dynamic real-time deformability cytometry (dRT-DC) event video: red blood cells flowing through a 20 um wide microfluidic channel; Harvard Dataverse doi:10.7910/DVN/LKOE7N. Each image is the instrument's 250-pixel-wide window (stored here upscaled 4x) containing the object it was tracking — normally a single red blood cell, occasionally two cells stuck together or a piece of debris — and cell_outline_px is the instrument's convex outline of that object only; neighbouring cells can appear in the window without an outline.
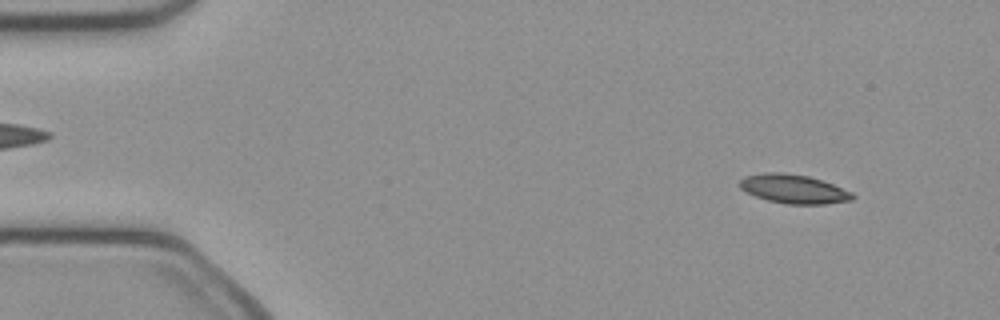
{"species": "common noctule bat (a hibernating species)", "species_latin": "Nyctalus noctula", "temperature_condition": "cold", "stored_images_in_passage": 49, "camera_frame_rate_fps": 3000, "um_per_image_px": 0.085, "animal": {"sex": "female", "body_mass_g": 21.9}, "frame": {"image": 1, "passage_image": 4, "time_ms": 1.0, "image_size_px": [1000, 320], "cell_outline_px": [[856, 196], [852, 200], [824, 204], [784, 204], [768, 200], [756, 196], [740, 188], [740, 180], [744, 176], [764, 172], [784, 172], [808, 176], [832, 184], [852, 192]], "centroid_in_image_um": [67.46, 16.06], "position_along_channel_um": 17.5, "area_um2": 18.96}}
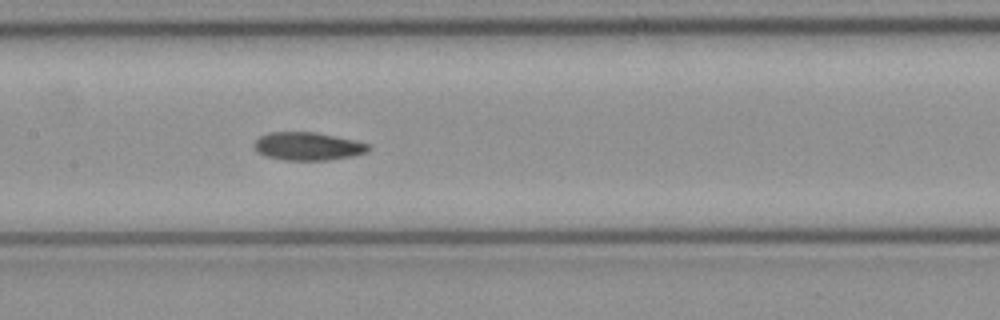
{"frame": {"image": 2, "passage_image": 23, "time_ms": 7.333, "image_size_px": [1000, 320], "cell_outline_px": [[372, 148], [368, 152], [352, 156], [328, 160], [284, 160], [264, 156], [252, 144], [260, 136], [268, 132], [316, 132], [356, 140], [372, 144]], "centroid_in_image_um": [26.22, 12.43], "position_along_channel_um": 181.2, "area_um2": 18.9}}
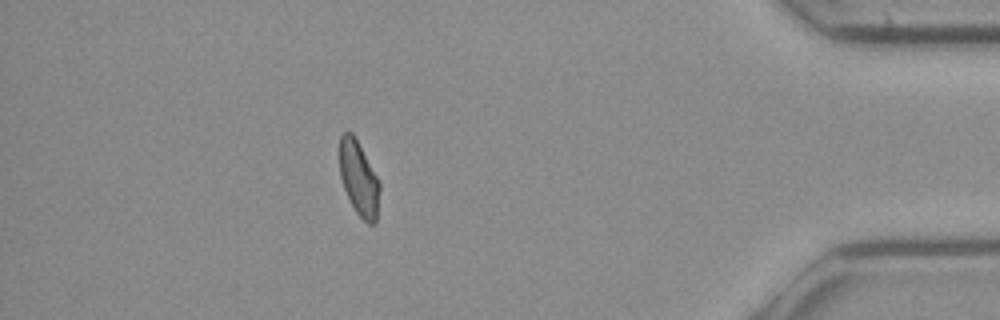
{"frame": {"image": 3, "passage_image": 43, "time_ms": 14.0, "image_size_px": [1000, 320], "cell_outline_px": [[380, 188], [376, 224], [368, 224], [356, 212], [344, 188], [340, 176], [340, 136], [344, 132], [352, 132], [380, 180]], "centroid_in_image_um": [30.52, 15.18], "position_along_channel_um": 404.7, "area_um2": 17.34}}